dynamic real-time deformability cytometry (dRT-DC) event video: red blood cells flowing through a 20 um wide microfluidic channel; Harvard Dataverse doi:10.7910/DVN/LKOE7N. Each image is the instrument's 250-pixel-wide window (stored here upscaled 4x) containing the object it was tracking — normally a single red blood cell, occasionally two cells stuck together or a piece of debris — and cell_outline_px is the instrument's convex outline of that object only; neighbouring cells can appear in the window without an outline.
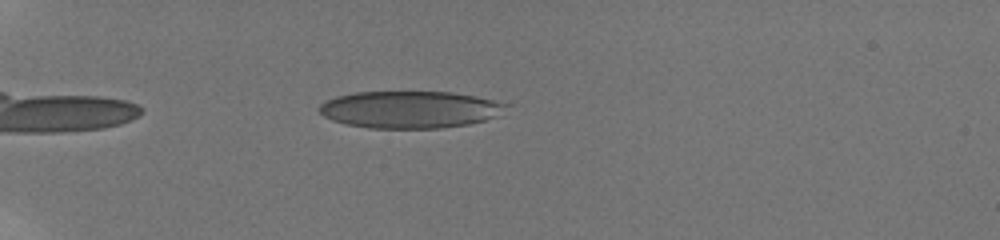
{"species": "human", "species_latin": "Homo sapiens", "temperature_condition": "room temperature", "stored_images_in_passage": 7, "camera_frame_rate_fps": 3000, "um_per_image_px": 0.085, "donor": {"sex": "male"}, "frame": {"image": 1, "passage_image": 3, "time_ms": 1.333, "image_size_px": [1000, 240], "cell_outline_px": [[512, 104], [496, 116], [484, 120], [468, 124], [440, 128], [368, 128], [348, 124], [332, 120], [324, 116], [320, 112], [320, 104], [324, 100], [336, 96], [356, 92], [452, 92], [476, 96]], "centroid_in_image_um": [34.85, 9.3], "position_along_channel_um": 50.1, "area_um2": 40.4}}